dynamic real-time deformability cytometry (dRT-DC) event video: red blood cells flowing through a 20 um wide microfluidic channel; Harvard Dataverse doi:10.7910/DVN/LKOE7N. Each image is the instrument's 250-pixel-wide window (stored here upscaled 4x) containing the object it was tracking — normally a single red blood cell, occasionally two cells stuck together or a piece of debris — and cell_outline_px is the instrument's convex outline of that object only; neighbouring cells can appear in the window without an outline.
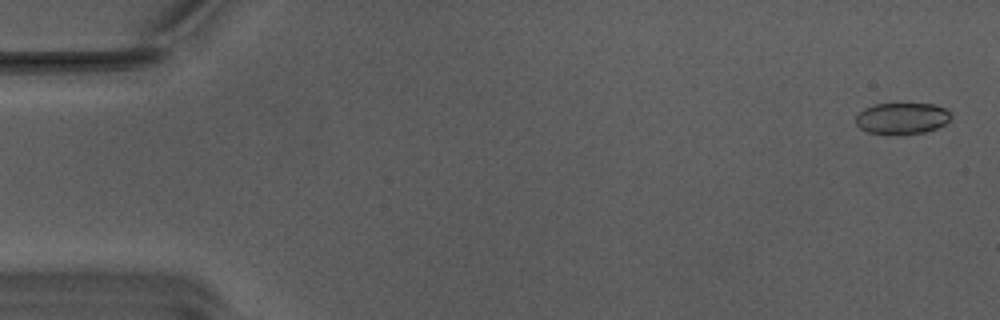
{"species": "Egyptian fruit bat (a non-hibernating species)", "species_latin": "Rousettus aegyptiacus", "temperature_condition": "warm", "stored_images_in_passage": 56, "segment_of_instrument_passage": [1, 2], "camera_frame_rate_fps": 3000, "um_per_image_px": 0.085, "animal": {"sex": "male"}, "frame": {"image": 1, "passage_image": 2, "time_ms": 0.333, "image_size_px": [1000, 320], "cell_outline_px": [[952, 116], [944, 124], [936, 128], [924, 132], [868, 132], [860, 128], [856, 124], [856, 116], [864, 108], [876, 104], [936, 104], [944, 108]], "centroid_in_image_um": [76.67, 10.02], "position_along_channel_um": 8.3, "area_um2": 16.7}}
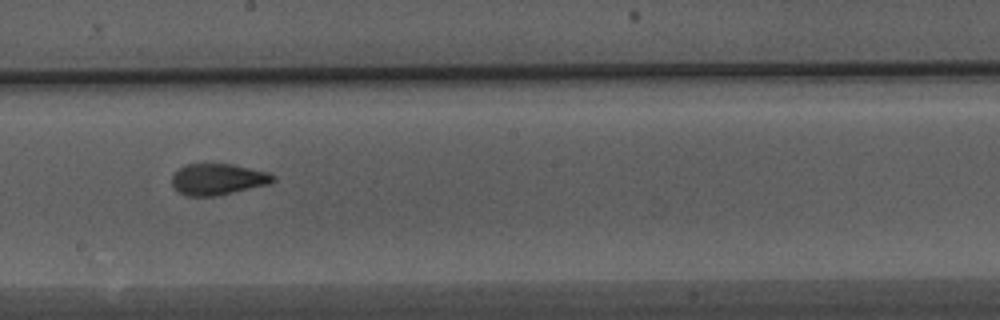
{"frame": {"image": 2, "passage_image": 31, "time_ms": 10.0, "image_size_px": [1000, 320], "cell_outline_px": [[276, 180], [268, 184], [216, 196], [188, 196], [180, 192], [172, 184], [172, 176], [184, 164], [232, 164], [268, 172], [276, 176]], "centroid_in_image_um": [18.54, 15.23], "position_along_channel_um": 229.7, "area_um2": 18.26}}
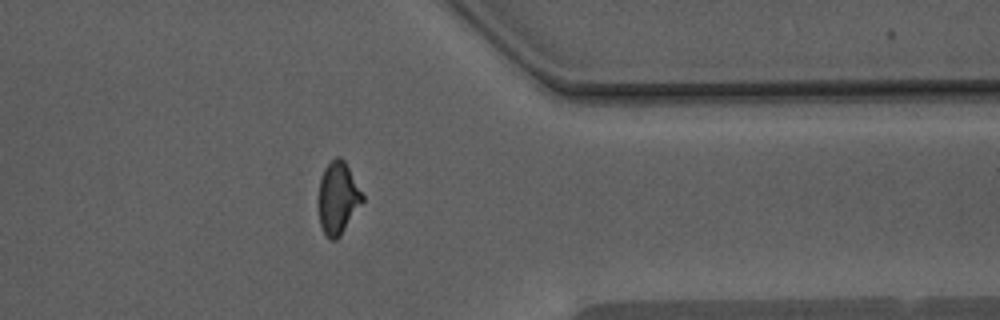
{"frame": {"image": 3, "passage_image": 44, "time_ms": 14.333, "image_size_px": [1000, 320], "cell_outline_px": [[364, 200], [340, 236], [336, 240], [332, 240], [324, 232], [320, 224], [320, 180], [324, 168], [336, 156], [340, 156], [344, 160], [364, 196]], "centroid_in_image_um": [28.74, 16.82], "position_along_channel_um": 382.7, "area_um2": 17.98}}